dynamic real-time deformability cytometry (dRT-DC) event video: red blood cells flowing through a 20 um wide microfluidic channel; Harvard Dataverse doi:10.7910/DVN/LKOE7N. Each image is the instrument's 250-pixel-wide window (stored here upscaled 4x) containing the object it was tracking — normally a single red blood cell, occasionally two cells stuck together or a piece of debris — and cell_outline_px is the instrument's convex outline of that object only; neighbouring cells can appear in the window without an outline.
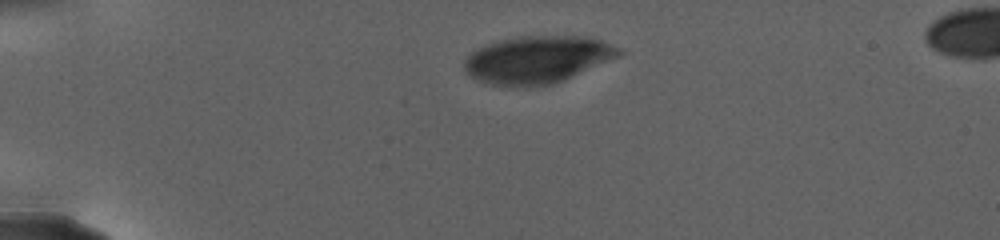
{"species": "human", "species_latin": "Homo sapiens", "temperature_condition": "warm", "stored_images_in_passage": 55, "camera_frame_rate_fps": 3000, "um_per_image_px": 0.085, "donor": {"sex": "female"}, "frame": {"image": 1, "passage_image": 1, "time_ms": 0.0, "image_size_px": [1000, 240], "cell_outline_px": [[628, 52], [620, 56], [564, 80], [552, 84], [492, 84], [476, 80], [468, 76], [464, 68], [464, 60], [472, 52], [488, 44], [500, 40], [524, 36], [580, 36], [600, 40], [624, 48]], "centroid_in_image_um": [45.75, 5.04], "position_along_channel_um": 39.3, "area_um2": 42.08}}
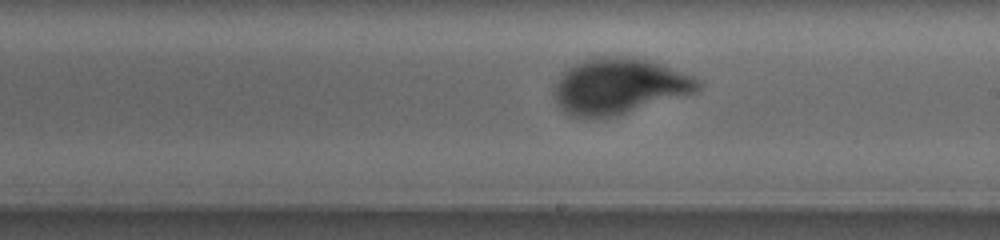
{"frame": {"image": 2, "passage_image": 34, "time_ms": 10.333, "image_size_px": [1000, 240], "cell_outline_px": [[704, 84], [696, 92], [616, 116], [588, 120], [572, 116], [564, 112], [560, 108], [556, 100], [556, 84], [560, 76], [572, 64], [596, 56], [632, 56], [664, 64], [692, 76], [700, 80]], "centroid_in_image_um": [52.64, 7.33], "position_along_channel_um": 236.4, "area_um2": 47.22}}
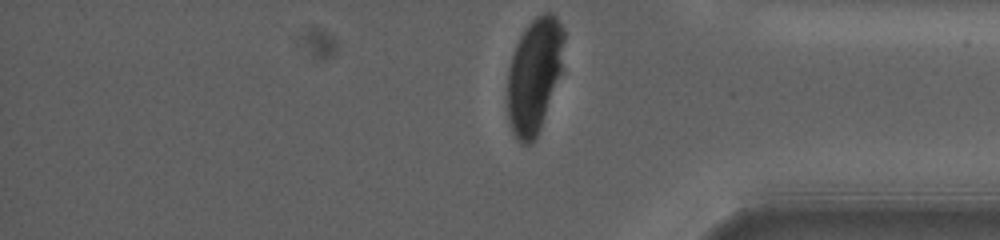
{"frame": {"image": 3, "passage_image": 55, "time_ms": 17.0, "image_size_px": [1000, 240], "cell_outline_px": [[564, 36], [560, 72], [536, 140], [532, 144], [520, 144], [516, 140], [512, 132], [508, 120], [508, 68], [516, 44], [524, 28], [536, 16], [544, 12], [552, 12], [556, 16], [564, 28]], "centroid_in_image_um": [45.39, 6.41], "position_along_channel_um": 389.8, "area_um2": 37.8}, "authors_computed_cell_mechanics": {"area_um2": 45.951, "velocity_mm_per_s": 2.453, "shape_relaxation_time_tau1_ms": 4.5489, "shape_relaxation_time_tau2_ms": null, "deformation_change_tau1": 0.1885, "deformation_change_tau2": null}}